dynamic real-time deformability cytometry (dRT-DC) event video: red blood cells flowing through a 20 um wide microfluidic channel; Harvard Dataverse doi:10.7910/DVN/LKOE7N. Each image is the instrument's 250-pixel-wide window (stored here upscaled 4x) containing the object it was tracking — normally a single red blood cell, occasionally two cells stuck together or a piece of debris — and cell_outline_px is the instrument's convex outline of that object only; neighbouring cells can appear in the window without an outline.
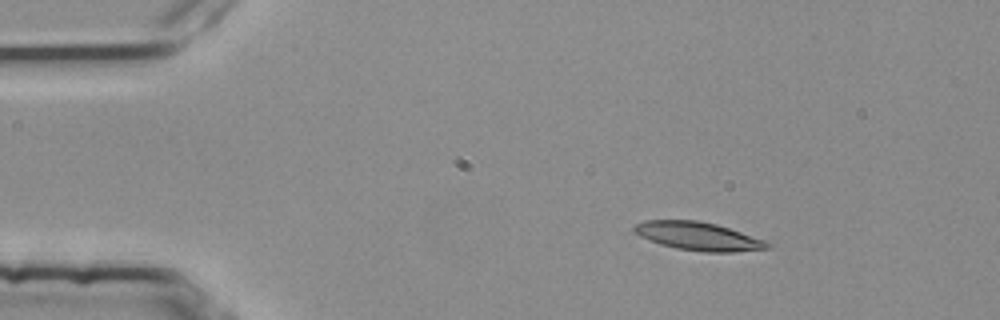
{"species": "common noctule bat (a hibernating species)", "species_latin": "Nyctalus noctula", "temperature_condition": "room temperature", "stored_images_in_passage": 3, "camera_frame_rate_fps": 3000, "um_per_image_px": 0.085, "animal": {"sex": "female", "body_mass_g": 25.1}, "frame": {"image": 1, "passage_image": 1, "time_ms": 0.0, "image_size_px": [1000, 320], "cell_outline_px": [[772, 248], [732, 252], [704, 252], [676, 248], [660, 244], [640, 236], [632, 228], [636, 224], [644, 220], [696, 220], [716, 224], [764, 240], [772, 244]], "centroid_in_image_um": [59.36, 20.08], "position_along_channel_um": 25.6, "area_um2": 21.79}}
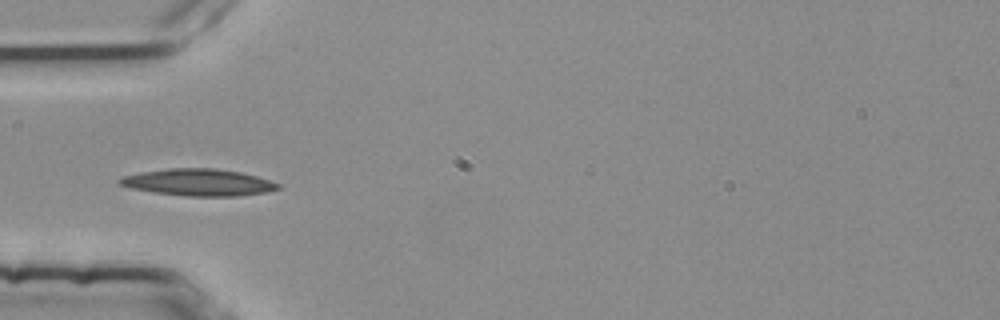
{"frame": {"image": 2, "passage_image": 3, "time_ms": 0.667, "image_size_px": [1000, 320], "cell_outline_px": [[280, 188], [268, 192], [236, 196], [188, 196], [152, 192], [132, 188], [116, 184], [116, 180], [120, 176], [140, 172], [168, 168], [216, 168], [240, 172], [256, 176], [280, 184]], "centroid_in_image_um": [16.81, 15.5], "position_along_channel_um": 68.2, "area_um2": 24.97}}